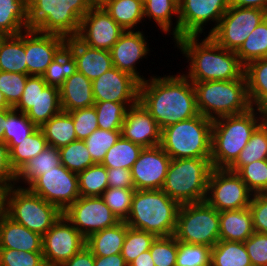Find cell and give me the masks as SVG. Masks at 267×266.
I'll use <instances>...</instances> for the list:
<instances>
[{"mask_svg":"<svg viewBox=\"0 0 267 266\" xmlns=\"http://www.w3.org/2000/svg\"><path fill=\"white\" fill-rule=\"evenodd\" d=\"M150 76L139 85V103L160 129L198 116L193 83L183 74Z\"/></svg>","mask_w":267,"mask_h":266,"instance_id":"6da1fadb","label":"cell"},{"mask_svg":"<svg viewBox=\"0 0 267 266\" xmlns=\"http://www.w3.org/2000/svg\"><path fill=\"white\" fill-rule=\"evenodd\" d=\"M184 36L175 40V47L186 57L188 72L183 73L191 82L229 81L240 79L245 66L236 51L219 46L209 35Z\"/></svg>","mask_w":267,"mask_h":266,"instance_id":"7a4b0ae2","label":"cell"},{"mask_svg":"<svg viewBox=\"0 0 267 266\" xmlns=\"http://www.w3.org/2000/svg\"><path fill=\"white\" fill-rule=\"evenodd\" d=\"M267 118V113L256 108L213 120L211 164L216 169H228L247 145L252 133Z\"/></svg>","mask_w":267,"mask_h":266,"instance_id":"3957f363","label":"cell"},{"mask_svg":"<svg viewBox=\"0 0 267 266\" xmlns=\"http://www.w3.org/2000/svg\"><path fill=\"white\" fill-rule=\"evenodd\" d=\"M180 205L162 189L135 190L126 224L156 237L173 236Z\"/></svg>","mask_w":267,"mask_h":266,"instance_id":"277c9868","label":"cell"},{"mask_svg":"<svg viewBox=\"0 0 267 266\" xmlns=\"http://www.w3.org/2000/svg\"><path fill=\"white\" fill-rule=\"evenodd\" d=\"M199 114L215 120L238 115L252 108L245 74L229 81L192 82Z\"/></svg>","mask_w":267,"mask_h":266,"instance_id":"5b68a950","label":"cell"},{"mask_svg":"<svg viewBox=\"0 0 267 266\" xmlns=\"http://www.w3.org/2000/svg\"><path fill=\"white\" fill-rule=\"evenodd\" d=\"M90 9L86 0H28V29L76 37L81 19Z\"/></svg>","mask_w":267,"mask_h":266,"instance_id":"8992f818","label":"cell"},{"mask_svg":"<svg viewBox=\"0 0 267 266\" xmlns=\"http://www.w3.org/2000/svg\"><path fill=\"white\" fill-rule=\"evenodd\" d=\"M213 120L199 114L162 129L161 144L171 159H210Z\"/></svg>","mask_w":267,"mask_h":266,"instance_id":"52a82bcc","label":"cell"},{"mask_svg":"<svg viewBox=\"0 0 267 266\" xmlns=\"http://www.w3.org/2000/svg\"><path fill=\"white\" fill-rule=\"evenodd\" d=\"M211 159H171L162 190L179 205L205 201Z\"/></svg>","mask_w":267,"mask_h":266,"instance_id":"ba28073f","label":"cell"},{"mask_svg":"<svg viewBox=\"0 0 267 266\" xmlns=\"http://www.w3.org/2000/svg\"><path fill=\"white\" fill-rule=\"evenodd\" d=\"M3 212L15 222L43 236L63 215L54 204L33 194L28 188L4 190Z\"/></svg>","mask_w":267,"mask_h":266,"instance_id":"9c48e42d","label":"cell"},{"mask_svg":"<svg viewBox=\"0 0 267 266\" xmlns=\"http://www.w3.org/2000/svg\"><path fill=\"white\" fill-rule=\"evenodd\" d=\"M219 232V212L206 201L180 205L173 235L178 242L212 248Z\"/></svg>","mask_w":267,"mask_h":266,"instance_id":"30bf717a","label":"cell"},{"mask_svg":"<svg viewBox=\"0 0 267 266\" xmlns=\"http://www.w3.org/2000/svg\"><path fill=\"white\" fill-rule=\"evenodd\" d=\"M13 108L41 127L62 111L59 88L47 85L42 76L29 75L22 96Z\"/></svg>","mask_w":267,"mask_h":266,"instance_id":"8fae6325","label":"cell"},{"mask_svg":"<svg viewBox=\"0 0 267 266\" xmlns=\"http://www.w3.org/2000/svg\"><path fill=\"white\" fill-rule=\"evenodd\" d=\"M252 195L237 173L228 169H212L205 201L218 212L248 208Z\"/></svg>","mask_w":267,"mask_h":266,"instance_id":"7c38bea8","label":"cell"},{"mask_svg":"<svg viewBox=\"0 0 267 266\" xmlns=\"http://www.w3.org/2000/svg\"><path fill=\"white\" fill-rule=\"evenodd\" d=\"M266 11L258 8L229 6L217 28L209 35L219 46L237 51L257 25L265 19Z\"/></svg>","mask_w":267,"mask_h":266,"instance_id":"4fadbf2b","label":"cell"},{"mask_svg":"<svg viewBox=\"0 0 267 266\" xmlns=\"http://www.w3.org/2000/svg\"><path fill=\"white\" fill-rule=\"evenodd\" d=\"M28 189L62 212L80 197L78 174L62 164L40 175Z\"/></svg>","mask_w":267,"mask_h":266,"instance_id":"5bb4252c","label":"cell"},{"mask_svg":"<svg viewBox=\"0 0 267 266\" xmlns=\"http://www.w3.org/2000/svg\"><path fill=\"white\" fill-rule=\"evenodd\" d=\"M86 246V238L62 215L42 236L46 266H60Z\"/></svg>","mask_w":267,"mask_h":266,"instance_id":"9a60e30c","label":"cell"},{"mask_svg":"<svg viewBox=\"0 0 267 266\" xmlns=\"http://www.w3.org/2000/svg\"><path fill=\"white\" fill-rule=\"evenodd\" d=\"M228 8V0H179V38L200 36L207 28L204 26L214 22L210 35Z\"/></svg>","mask_w":267,"mask_h":266,"instance_id":"2e32d148","label":"cell"},{"mask_svg":"<svg viewBox=\"0 0 267 266\" xmlns=\"http://www.w3.org/2000/svg\"><path fill=\"white\" fill-rule=\"evenodd\" d=\"M63 215L85 238L120 222L101 196H80Z\"/></svg>","mask_w":267,"mask_h":266,"instance_id":"e0dca14e","label":"cell"},{"mask_svg":"<svg viewBox=\"0 0 267 266\" xmlns=\"http://www.w3.org/2000/svg\"><path fill=\"white\" fill-rule=\"evenodd\" d=\"M125 30L103 7L91 8L81 19L77 38L85 45L110 51Z\"/></svg>","mask_w":267,"mask_h":266,"instance_id":"ac0fdd59","label":"cell"},{"mask_svg":"<svg viewBox=\"0 0 267 266\" xmlns=\"http://www.w3.org/2000/svg\"><path fill=\"white\" fill-rule=\"evenodd\" d=\"M67 38L57 34L25 31L27 74L42 76L51 62L66 47Z\"/></svg>","mask_w":267,"mask_h":266,"instance_id":"d6986e66","label":"cell"},{"mask_svg":"<svg viewBox=\"0 0 267 266\" xmlns=\"http://www.w3.org/2000/svg\"><path fill=\"white\" fill-rule=\"evenodd\" d=\"M140 82L116 67L92 81L95 102L138 103Z\"/></svg>","mask_w":267,"mask_h":266,"instance_id":"ffe728a7","label":"cell"},{"mask_svg":"<svg viewBox=\"0 0 267 266\" xmlns=\"http://www.w3.org/2000/svg\"><path fill=\"white\" fill-rule=\"evenodd\" d=\"M170 161L171 158L160 145L143 148L131 169L135 189H162Z\"/></svg>","mask_w":267,"mask_h":266,"instance_id":"44dd1931","label":"cell"},{"mask_svg":"<svg viewBox=\"0 0 267 266\" xmlns=\"http://www.w3.org/2000/svg\"><path fill=\"white\" fill-rule=\"evenodd\" d=\"M146 40L144 31L127 30L121 34L110 50L113 67L129 73L140 83L147 78L138 72L136 64L146 58L151 51Z\"/></svg>","mask_w":267,"mask_h":266,"instance_id":"7402d4cb","label":"cell"},{"mask_svg":"<svg viewBox=\"0 0 267 266\" xmlns=\"http://www.w3.org/2000/svg\"><path fill=\"white\" fill-rule=\"evenodd\" d=\"M161 133L155 119L139 102L128 108L121 127L123 138L143 148H152L161 144Z\"/></svg>","mask_w":267,"mask_h":266,"instance_id":"603a6c76","label":"cell"},{"mask_svg":"<svg viewBox=\"0 0 267 266\" xmlns=\"http://www.w3.org/2000/svg\"><path fill=\"white\" fill-rule=\"evenodd\" d=\"M66 48L76 60L77 71L91 81L113 67L110 51L89 47L77 37L67 38Z\"/></svg>","mask_w":267,"mask_h":266,"instance_id":"cb8c5ba5","label":"cell"},{"mask_svg":"<svg viewBox=\"0 0 267 266\" xmlns=\"http://www.w3.org/2000/svg\"><path fill=\"white\" fill-rule=\"evenodd\" d=\"M0 248L27 252H42V236L0 214Z\"/></svg>","mask_w":267,"mask_h":266,"instance_id":"d4e9b609","label":"cell"},{"mask_svg":"<svg viewBox=\"0 0 267 266\" xmlns=\"http://www.w3.org/2000/svg\"><path fill=\"white\" fill-rule=\"evenodd\" d=\"M59 94L64 112L92 107L95 104L92 81L79 71L65 79L59 87Z\"/></svg>","mask_w":267,"mask_h":266,"instance_id":"484cf974","label":"cell"},{"mask_svg":"<svg viewBox=\"0 0 267 266\" xmlns=\"http://www.w3.org/2000/svg\"><path fill=\"white\" fill-rule=\"evenodd\" d=\"M219 240L245 242L255 231L249 207L219 212Z\"/></svg>","mask_w":267,"mask_h":266,"instance_id":"4316f807","label":"cell"},{"mask_svg":"<svg viewBox=\"0 0 267 266\" xmlns=\"http://www.w3.org/2000/svg\"><path fill=\"white\" fill-rule=\"evenodd\" d=\"M143 9L145 21L152 19L160 31L173 35V42L179 39V0H143ZM173 18L176 19L174 25Z\"/></svg>","mask_w":267,"mask_h":266,"instance_id":"83f0119b","label":"cell"},{"mask_svg":"<svg viewBox=\"0 0 267 266\" xmlns=\"http://www.w3.org/2000/svg\"><path fill=\"white\" fill-rule=\"evenodd\" d=\"M60 165L61 159L59 148L48 146L36 157L32 158L29 162L24 163L15 171L13 187L28 188L40 175ZM20 183L25 184L26 186H23Z\"/></svg>","mask_w":267,"mask_h":266,"instance_id":"f1b7e54d","label":"cell"},{"mask_svg":"<svg viewBox=\"0 0 267 266\" xmlns=\"http://www.w3.org/2000/svg\"><path fill=\"white\" fill-rule=\"evenodd\" d=\"M125 221L105 228L86 238V247L94 256H110L121 253L127 228Z\"/></svg>","mask_w":267,"mask_h":266,"instance_id":"f546056e","label":"cell"},{"mask_svg":"<svg viewBox=\"0 0 267 266\" xmlns=\"http://www.w3.org/2000/svg\"><path fill=\"white\" fill-rule=\"evenodd\" d=\"M244 74L252 108L267 113V57L249 62Z\"/></svg>","mask_w":267,"mask_h":266,"instance_id":"4dcf8cb0","label":"cell"},{"mask_svg":"<svg viewBox=\"0 0 267 266\" xmlns=\"http://www.w3.org/2000/svg\"><path fill=\"white\" fill-rule=\"evenodd\" d=\"M28 0H0V32L5 36L28 30Z\"/></svg>","mask_w":267,"mask_h":266,"instance_id":"1f68e13d","label":"cell"},{"mask_svg":"<svg viewBox=\"0 0 267 266\" xmlns=\"http://www.w3.org/2000/svg\"><path fill=\"white\" fill-rule=\"evenodd\" d=\"M0 71L27 74L25 31L5 36L0 42Z\"/></svg>","mask_w":267,"mask_h":266,"instance_id":"d6a6232c","label":"cell"},{"mask_svg":"<svg viewBox=\"0 0 267 266\" xmlns=\"http://www.w3.org/2000/svg\"><path fill=\"white\" fill-rule=\"evenodd\" d=\"M103 8L125 31L137 30L145 20L143 0H108Z\"/></svg>","mask_w":267,"mask_h":266,"instance_id":"836d02e7","label":"cell"},{"mask_svg":"<svg viewBox=\"0 0 267 266\" xmlns=\"http://www.w3.org/2000/svg\"><path fill=\"white\" fill-rule=\"evenodd\" d=\"M40 128L48 146L61 148L77 140L73 119L68 112L61 111Z\"/></svg>","mask_w":267,"mask_h":266,"instance_id":"e575fe53","label":"cell"},{"mask_svg":"<svg viewBox=\"0 0 267 266\" xmlns=\"http://www.w3.org/2000/svg\"><path fill=\"white\" fill-rule=\"evenodd\" d=\"M267 159V118L252 133L247 145L228 170L237 173L244 165Z\"/></svg>","mask_w":267,"mask_h":266,"instance_id":"d590c367","label":"cell"},{"mask_svg":"<svg viewBox=\"0 0 267 266\" xmlns=\"http://www.w3.org/2000/svg\"><path fill=\"white\" fill-rule=\"evenodd\" d=\"M210 266H252L244 242L219 240L211 248Z\"/></svg>","mask_w":267,"mask_h":266,"instance_id":"8d00e7d4","label":"cell"},{"mask_svg":"<svg viewBox=\"0 0 267 266\" xmlns=\"http://www.w3.org/2000/svg\"><path fill=\"white\" fill-rule=\"evenodd\" d=\"M7 146L10 151L11 167L16 171L24 163L29 162L46 149L48 143L41 128L38 127L30 136L21 141H17V145Z\"/></svg>","mask_w":267,"mask_h":266,"instance_id":"74e56055","label":"cell"},{"mask_svg":"<svg viewBox=\"0 0 267 266\" xmlns=\"http://www.w3.org/2000/svg\"><path fill=\"white\" fill-rule=\"evenodd\" d=\"M142 150V146L132 143L121 136L107 151L101 165L106 168H125L131 170Z\"/></svg>","mask_w":267,"mask_h":266,"instance_id":"f35d334b","label":"cell"},{"mask_svg":"<svg viewBox=\"0 0 267 266\" xmlns=\"http://www.w3.org/2000/svg\"><path fill=\"white\" fill-rule=\"evenodd\" d=\"M240 62L246 66L256 59L267 57V20L261 21L236 51Z\"/></svg>","mask_w":267,"mask_h":266,"instance_id":"ab89813d","label":"cell"},{"mask_svg":"<svg viewBox=\"0 0 267 266\" xmlns=\"http://www.w3.org/2000/svg\"><path fill=\"white\" fill-rule=\"evenodd\" d=\"M135 104L137 103L95 102L93 106L98 118V128L108 131H121L128 108Z\"/></svg>","mask_w":267,"mask_h":266,"instance_id":"60d3db41","label":"cell"},{"mask_svg":"<svg viewBox=\"0 0 267 266\" xmlns=\"http://www.w3.org/2000/svg\"><path fill=\"white\" fill-rule=\"evenodd\" d=\"M38 127L26 116L16 109H6V126L3 142L7 145H17L30 136Z\"/></svg>","mask_w":267,"mask_h":266,"instance_id":"b9f144b4","label":"cell"},{"mask_svg":"<svg viewBox=\"0 0 267 266\" xmlns=\"http://www.w3.org/2000/svg\"><path fill=\"white\" fill-rule=\"evenodd\" d=\"M78 184L81 197L101 196L108 188L107 168L101 164L89 166L78 173Z\"/></svg>","mask_w":267,"mask_h":266,"instance_id":"7bdbcfd3","label":"cell"},{"mask_svg":"<svg viewBox=\"0 0 267 266\" xmlns=\"http://www.w3.org/2000/svg\"><path fill=\"white\" fill-rule=\"evenodd\" d=\"M77 71V63L73 54L65 47L47 67L42 75L47 85L60 87L66 78Z\"/></svg>","mask_w":267,"mask_h":266,"instance_id":"ee69618b","label":"cell"},{"mask_svg":"<svg viewBox=\"0 0 267 266\" xmlns=\"http://www.w3.org/2000/svg\"><path fill=\"white\" fill-rule=\"evenodd\" d=\"M59 153L61 164L77 174L95 164L84 140H76L59 148Z\"/></svg>","mask_w":267,"mask_h":266,"instance_id":"f6af8a7d","label":"cell"},{"mask_svg":"<svg viewBox=\"0 0 267 266\" xmlns=\"http://www.w3.org/2000/svg\"><path fill=\"white\" fill-rule=\"evenodd\" d=\"M155 238L156 236L150 232L128 227L121 250V256L129 265L141 253L150 250V246Z\"/></svg>","mask_w":267,"mask_h":266,"instance_id":"bcb514c9","label":"cell"},{"mask_svg":"<svg viewBox=\"0 0 267 266\" xmlns=\"http://www.w3.org/2000/svg\"><path fill=\"white\" fill-rule=\"evenodd\" d=\"M121 131L96 129L84 141L95 164H101L107 151L120 139Z\"/></svg>","mask_w":267,"mask_h":266,"instance_id":"7dc6e473","label":"cell"},{"mask_svg":"<svg viewBox=\"0 0 267 266\" xmlns=\"http://www.w3.org/2000/svg\"><path fill=\"white\" fill-rule=\"evenodd\" d=\"M135 188H111L108 187L101 195L105 204L119 219L125 221L131 209L132 198Z\"/></svg>","mask_w":267,"mask_h":266,"instance_id":"c3c4849f","label":"cell"},{"mask_svg":"<svg viewBox=\"0 0 267 266\" xmlns=\"http://www.w3.org/2000/svg\"><path fill=\"white\" fill-rule=\"evenodd\" d=\"M237 174L253 193H267V159L244 165Z\"/></svg>","mask_w":267,"mask_h":266,"instance_id":"681fc988","label":"cell"},{"mask_svg":"<svg viewBox=\"0 0 267 266\" xmlns=\"http://www.w3.org/2000/svg\"><path fill=\"white\" fill-rule=\"evenodd\" d=\"M211 247L178 242L176 266H210Z\"/></svg>","mask_w":267,"mask_h":266,"instance_id":"f907efd6","label":"cell"},{"mask_svg":"<svg viewBox=\"0 0 267 266\" xmlns=\"http://www.w3.org/2000/svg\"><path fill=\"white\" fill-rule=\"evenodd\" d=\"M178 241L174 236L156 237L150 246L155 266H176Z\"/></svg>","mask_w":267,"mask_h":266,"instance_id":"816d5d0a","label":"cell"},{"mask_svg":"<svg viewBox=\"0 0 267 266\" xmlns=\"http://www.w3.org/2000/svg\"><path fill=\"white\" fill-rule=\"evenodd\" d=\"M28 76V74L0 71V91L11 107L20 100Z\"/></svg>","mask_w":267,"mask_h":266,"instance_id":"f5cc1de1","label":"cell"},{"mask_svg":"<svg viewBox=\"0 0 267 266\" xmlns=\"http://www.w3.org/2000/svg\"><path fill=\"white\" fill-rule=\"evenodd\" d=\"M0 266H46L42 252L0 248Z\"/></svg>","mask_w":267,"mask_h":266,"instance_id":"db71d44e","label":"cell"},{"mask_svg":"<svg viewBox=\"0 0 267 266\" xmlns=\"http://www.w3.org/2000/svg\"><path fill=\"white\" fill-rule=\"evenodd\" d=\"M68 113L72 116L77 140H85L98 129V118L94 106Z\"/></svg>","mask_w":267,"mask_h":266,"instance_id":"11a10c76","label":"cell"},{"mask_svg":"<svg viewBox=\"0 0 267 266\" xmlns=\"http://www.w3.org/2000/svg\"><path fill=\"white\" fill-rule=\"evenodd\" d=\"M244 245L252 266H267V234L254 232Z\"/></svg>","mask_w":267,"mask_h":266,"instance_id":"9f6ffc18","label":"cell"},{"mask_svg":"<svg viewBox=\"0 0 267 266\" xmlns=\"http://www.w3.org/2000/svg\"><path fill=\"white\" fill-rule=\"evenodd\" d=\"M249 209L254 231L267 234V193L253 194Z\"/></svg>","mask_w":267,"mask_h":266,"instance_id":"6f0895ef","label":"cell"},{"mask_svg":"<svg viewBox=\"0 0 267 266\" xmlns=\"http://www.w3.org/2000/svg\"><path fill=\"white\" fill-rule=\"evenodd\" d=\"M15 171L10 163V151L6 143L0 142V187L4 190L13 187Z\"/></svg>","mask_w":267,"mask_h":266,"instance_id":"680465c9","label":"cell"},{"mask_svg":"<svg viewBox=\"0 0 267 266\" xmlns=\"http://www.w3.org/2000/svg\"><path fill=\"white\" fill-rule=\"evenodd\" d=\"M108 187L111 188H135L132 172L125 168H107Z\"/></svg>","mask_w":267,"mask_h":266,"instance_id":"91938a15","label":"cell"},{"mask_svg":"<svg viewBox=\"0 0 267 266\" xmlns=\"http://www.w3.org/2000/svg\"><path fill=\"white\" fill-rule=\"evenodd\" d=\"M60 266H94V255L85 246L80 252L76 253L71 259L65 261Z\"/></svg>","mask_w":267,"mask_h":266,"instance_id":"94428289","label":"cell"},{"mask_svg":"<svg viewBox=\"0 0 267 266\" xmlns=\"http://www.w3.org/2000/svg\"><path fill=\"white\" fill-rule=\"evenodd\" d=\"M94 266H128V264L119 253L110 256H94Z\"/></svg>","mask_w":267,"mask_h":266,"instance_id":"6125c7cd","label":"cell"},{"mask_svg":"<svg viewBox=\"0 0 267 266\" xmlns=\"http://www.w3.org/2000/svg\"><path fill=\"white\" fill-rule=\"evenodd\" d=\"M229 6L258 8L267 11V0H228Z\"/></svg>","mask_w":267,"mask_h":266,"instance_id":"be15d7a7","label":"cell"},{"mask_svg":"<svg viewBox=\"0 0 267 266\" xmlns=\"http://www.w3.org/2000/svg\"><path fill=\"white\" fill-rule=\"evenodd\" d=\"M128 266H155L150 250L141 253Z\"/></svg>","mask_w":267,"mask_h":266,"instance_id":"e7e4bbea","label":"cell"},{"mask_svg":"<svg viewBox=\"0 0 267 266\" xmlns=\"http://www.w3.org/2000/svg\"><path fill=\"white\" fill-rule=\"evenodd\" d=\"M6 126V109L0 110V142H3Z\"/></svg>","mask_w":267,"mask_h":266,"instance_id":"03108f58","label":"cell"},{"mask_svg":"<svg viewBox=\"0 0 267 266\" xmlns=\"http://www.w3.org/2000/svg\"><path fill=\"white\" fill-rule=\"evenodd\" d=\"M108 0H86L91 8L103 7Z\"/></svg>","mask_w":267,"mask_h":266,"instance_id":"003e7915","label":"cell"},{"mask_svg":"<svg viewBox=\"0 0 267 266\" xmlns=\"http://www.w3.org/2000/svg\"><path fill=\"white\" fill-rule=\"evenodd\" d=\"M12 108L4 98L3 93L0 91V110Z\"/></svg>","mask_w":267,"mask_h":266,"instance_id":"a7ac6f4b","label":"cell"},{"mask_svg":"<svg viewBox=\"0 0 267 266\" xmlns=\"http://www.w3.org/2000/svg\"><path fill=\"white\" fill-rule=\"evenodd\" d=\"M3 194L4 189L0 187V214L3 212Z\"/></svg>","mask_w":267,"mask_h":266,"instance_id":"89a4df30","label":"cell"},{"mask_svg":"<svg viewBox=\"0 0 267 266\" xmlns=\"http://www.w3.org/2000/svg\"><path fill=\"white\" fill-rule=\"evenodd\" d=\"M5 37V35L3 33L0 32V42L1 40Z\"/></svg>","mask_w":267,"mask_h":266,"instance_id":"2644e50d","label":"cell"}]
</instances>
